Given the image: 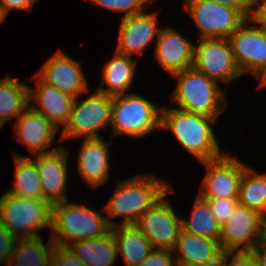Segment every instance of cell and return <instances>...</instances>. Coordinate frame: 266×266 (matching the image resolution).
<instances>
[{"mask_svg": "<svg viewBox=\"0 0 266 266\" xmlns=\"http://www.w3.org/2000/svg\"><path fill=\"white\" fill-rule=\"evenodd\" d=\"M117 188L103 207L112 227L119 225L114 217H123L120 225H135L138 219L150 209L169 189L170 185L161 178L137 174L117 182Z\"/></svg>", "mask_w": 266, "mask_h": 266, "instance_id": "1", "label": "cell"}, {"mask_svg": "<svg viewBox=\"0 0 266 266\" xmlns=\"http://www.w3.org/2000/svg\"><path fill=\"white\" fill-rule=\"evenodd\" d=\"M217 119L162 106L161 129H170L177 141L200 162L223 156L211 128Z\"/></svg>", "mask_w": 266, "mask_h": 266, "instance_id": "2", "label": "cell"}, {"mask_svg": "<svg viewBox=\"0 0 266 266\" xmlns=\"http://www.w3.org/2000/svg\"><path fill=\"white\" fill-rule=\"evenodd\" d=\"M85 205L65 201L52 205L51 238L56 245L67 247L83 239L105 236L112 226L108 218Z\"/></svg>", "mask_w": 266, "mask_h": 266, "instance_id": "3", "label": "cell"}, {"mask_svg": "<svg viewBox=\"0 0 266 266\" xmlns=\"http://www.w3.org/2000/svg\"><path fill=\"white\" fill-rule=\"evenodd\" d=\"M178 84L172 94L177 109L217 119L226 107L225 91L218 82L193 67L174 75Z\"/></svg>", "mask_w": 266, "mask_h": 266, "instance_id": "4", "label": "cell"}, {"mask_svg": "<svg viewBox=\"0 0 266 266\" xmlns=\"http://www.w3.org/2000/svg\"><path fill=\"white\" fill-rule=\"evenodd\" d=\"M52 206L44 199L17 197L4 193L0 198V222L18 239L40 236L51 228Z\"/></svg>", "mask_w": 266, "mask_h": 266, "instance_id": "5", "label": "cell"}, {"mask_svg": "<svg viewBox=\"0 0 266 266\" xmlns=\"http://www.w3.org/2000/svg\"><path fill=\"white\" fill-rule=\"evenodd\" d=\"M162 107L138 94L126 93L113 97L111 124L113 136L144 137L161 129Z\"/></svg>", "mask_w": 266, "mask_h": 266, "instance_id": "6", "label": "cell"}, {"mask_svg": "<svg viewBox=\"0 0 266 266\" xmlns=\"http://www.w3.org/2000/svg\"><path fill=\"white\" fill-rule=\"evenodd\" d=\"M75 98L69 120L60 129L59 141L71 138H100L98 130L111 124L113 97L99 91L79 102Z\"/></svg>", "mask_w": 266, "mask_h": 266, "instance_id": "7", "label": "cell"}, {"mask_svg": "<svg viewBox=\"0 0 266 266\" xmlns=\"http://www.w3.org/2000/svg\"><path fill=\"white\" fill-rule=\"evenodd\" d=\"M223 251H254L266 242V219L239 203L221 226Z\"/></svg>", "mask_w": 266, "mask_h": 266, "instance_id": "8", "label": "cell"}, {"mask_svg": "<svg viewBox=\"0 0 266 266\" xmlns=\"http://www.w3.org/2000/svg\"><path fill=\"white\" fill-rule=\"evenodd\" d=\"M184 1L185 9L198 29L200 40L228 39L246 19L237 9L213 0Z\"/></svg>", "mask_w": 266, "mask_h": 266, "instance_id": "9", "label": "cell"}, {"mask_svg": "<svg viewBox=\"0 0 266 266\" xmlns=\"http://www.w3.org/2000/svg\"><path fill=\"white\" fill-rule=\"evenodd\" d=\"M170 192H174L171 186L135 224L154 249L173 251L182 230V219L176 215L169 200L165 198Z\"/></svg>", "mask_w": 266, "mask_h": 266, "instance_id": "10", "label": "cell"}, {"mask_svg": "<svg viewBox=\"0 0 266 266\" xmlns=\"http://www.w3.org/2000/svg\"><path fill=\"white\" fill-rule=\"evenodd\" d=\"M250 22L245 19L228 40L240 73L252 72L258 78L266 69V29Z\"/></svg>", "mask_w": 266, "mask_h": 266, "instance_id": "11", "label": "cell"}, {"mask_svg": "<svg viewBox=\"0 0 266 266\" xmlns=\"http://www.w3.org/2000/svg\"><path fill=\"white\" fill-rule=\"evenodd\" d=\"M194 48L192 67L216 82L228 83L240 73L230 42L225 38L199 39Z\"/></svg>", "mask_w": 266, "mask_h": 266, "instance_id": "12", "label": "cell"}, {"mask_svg": "<svg viewBox=\"0 0 266 266\" xmlns=\"http://www.w3.org/2000/svg\"><path fill=\"white\" fill-rule=\"evenodd\" d=\"M201 164L206 169L198 192L203 199L238 198L240 181L247 166L243 161L225 153L218 159Z\"/></svg>", "mask_w": 266, "mask_h": 266, "instance_id": "13", "label": "cell"}, {"mask_svg": "<svg viewBox=\"0 0 266 266\" xmlns=\"http://www.w3.org/2000/svg\"><path fill=\"white\" fill-rule=\"evenodd\" d=\"M68 149L58 147L48 153L30 157L38 168L41 179L43 199L51 206L69 201L66 196L68 177Z\"/></svg>", "mask_w": 266, "mask_h": 266, "instance_id": "14", "label": "cell"}, {"mask_svg": "<svg viewBox=\"0 0 266 266\" xmlns=\"http://www.w3.org/2000/svg\"><path fill=\"white\" fill-rule=\"evenodd\" d=\"M36 75L46 84L56 87L74 98H78L84 92H89L87 79L80 63L62 50L57 51L46 60Z\"/></svg>", "mask_w": 266, "mask_h": 266, "instance_id": "15", "label": "cell"}, {"mask_svg": "<svg viewBox=\"0 0 266 266\" xmlns=\"http://www.w3.org/2000/svg\"><path fill=\"white\" fill-rule=\"evenodd\" d=\"M157 12L145 11L122 18L119 27L116 52L132 56L142 53L153 40H157L162 29L157 25Z\"/></svg>", "mask_w": 266, "mask_h": 266, "instance_id": "16", "label": "cell"}, {"mask_svg": "<svg viewBox=\"0 0 266 266\" xmlns=\"http://www.w3.org/2000/svg\"><path fill=\"white\" fill-rule=\"evenodd\" d=\"M14 124V137L32 152L33 156L51 152L59 130L44 115L37 113L28 106Z\"/></svg>", "mask_w": 266, "mask_h": 266, "instance_id": "17", "label": "cell"}, {"mask_svg": "<svg viewBox=\"0 0 266 266\" xmlns=\"http://www.w3.org/2000/svg\"><path fill=\"white\" fill-rule=\"evenodd\" d=\"M155 57L171 75L192 67L195 45L172 28H162L156 41Z\"/></svg>", "mask_w": 266, "mask_h": 266, "instance_id": "18", "label": "cell"}, {"mask_svg": "<svg viewBox=\"0 0 266 266\" xmlns=\"http://www.w3.org/2000/svg\"><path fill=\"white\" fill-rule=\"evenodd\" d=\"M33 77L38 81L36 88L29 87V106L61 129L60 124L64 127L69 120L75 98L46 84L36 74ZM32 99L36 104L31 103Z\"/></svg>", "mask_w": 266, "mask_h": 266, "instance_id": "19", "label": "cell"}, {"mask_svg": "<svg viewBox=\"0 0 266 266\" xmlns=\"http://www.w3.org/2000/svg\"><path fill=\"white\" fill-rule=\"evenodd\" d=\"M100 138L84 139L77 160L78 172L88 186L96 188L110 178L109 144Z\"/></svg>", "mask_w": 266, "mask_h": 266, "instance_id": "20", "label": "cell"}, {"mask_svg": "<svg viewBox=\"0 0 266 266\" xmlns=\"http://www.w3.org/2000/svg\"><path fill=\"white\" fill-rule=\"evenodd\" d=\"M176 263H207L220 260L223 249L218 240L189 234L181 230L173 250Z\"/></svg>", "mask_w": 266, "mask_h": 266, "instance_id": "21", "label": "cell"}, {"mask_svg": "<svg viewBox=\"0 0 266 266\" xmlns=\"http://www.w3.org/2000/svg\"><path fill=\"white\" fill-rule=\"evenodd\" d=\"M137 60L115 51L114 57L109 59L103 67V81L97 91L112 97L125 94L131 88ZM104 84L107 85L106 88L102 87Z\"/></svg>", "mask_w": 266, "mask_h": 266, "instance_id": "22", "label": "cell"}, {"mask_svg": "<svg viewBox=\"0 0 266 266\" xmlns=\"http://www.w3.org/2000/svg\"><path fill=\"white\" fill-rule=\"evenodd\" d=\"M86 266H112L118 257L117 244L112 233L92 239H83L67 246Z\"/></svg>", "mask_w": 266, "mask_h": 266, "instance_id": "23", "label": "cell"}, {"mask_svg": "<svg viewBox=\"0 0 266 266\" xmlns=\"http://www.w3.org/2000/svg\"><path fill=\"white\" fill-rule=\"evenodd\" d=\"M117 252L126 266H136L154 249L150 241L135 225H117L111 228Z\"/></svg>", "mask_w": 266, "mask_h": 266, "instance_id": "24", "label": "cell"}, {"mask_svg": "<svg viewBox=\"0 0 266 266\" xmlns=\"http://www.w3.org/2000/svg\"><path fill=\"white\" fill-rule=\"evenodd\" d=\"M15 162L13 187L6 191L17 197L43 199L41 179L36 163L29 156L13 152Z\"/></svg>", "mask_w": 266, "mask_h": 266, "instance_id": "25", "label": "cell"}, {"mask_svg": "<svg viewBox=\"0 0 266 266\" xmlns=\"http://www.w3.org/2000/svg\"><path fill=\"white\" fill-rule=\"evenodd\" d=\"M29 87L7 75L0 79V124L18 118L29 104Z\"/></svg>", "mask_w": 266, "mask_h": 266, "instance_id": "26", "label": "cell"}, {"mask_svg": "<svg viewBox=\"0 0 266 266\" xmlns=\"http://www.w3.org/2000/svg\"><path fill=\"white\" fill-rule=\"evenodd\" d=\"M55 243L50 237L44 244L41 236L17 240L10 266H51Z\"/></svg>", "mask_w": 266, "mask_h": 266, "instance_id": "27", "label": "cell"}, {"mask_svg": "<svg viewBox=\"0 0 266 266\" xmlns=\"http://www.w3.org/2000/svg\"><path fill=\"white\" fill-rule=\"evenodd\" d=\"M221 226L213 215L209 202L197 193L189 221L182 218V230L219 241Z\"/></svg>", "mask_w": 266, "mask_h": 266, "instance_id": "28", "label": "cell"}, {"mask_svg": "<svg viewBox=\"0 0 266 266\" xmlns=\"http://www.w3.org/2000/svg\"><path fill=\"white\" fill-rule=\"evenodd\" d=\"M238 203L257 211L266 219V173L258 174L249 166L244 168Z\"/></svg>", "mask_w": 266, "mask_h": 266, "instance_id": "29", "label": "cell"}, {"mask_svg": "<svg viewBox=\"0 0 266 266\" xmlns=\"http://www.w3.org/2000/svg\"><path fill=\"white\" fill-rule=\"evenodd\" d=\"M150 1L154 0H91V3L114 12H125L124 18L143 12Z\"/></svg>", "mask_w": 266, "mask_h": 266, "instance_id": "30", "label": "cell"}, {"mask_svg": "<svg viewBox=\"0 0 266 266\" xmlns=\"http://www.w3.org/2000/svg\"><path fill=\"white\" fill-rule=\"evenodd\" d=\"M209 202L213 215L223 225L238 203V198L205 199Z\"/></svg>", "mask_w": 266, "mask_h": 266, "instance_id": "31", "label": "cell"}, {"mask_svg": "<svg viewBox=\"0 0 266 266\" xmlns=\"http://www.w3.org/2000/svg\"><path fill=\"white\" fill-rule=\"evenodd\" d=\"M222 260L223 266H258L254 251H225Z\"/></svg>", "mask_w": 266, "mask_h": 266, "instance_id": "32", "label": "cell"}, {"mask_svg": "<svg viewBox=\"0 0 266 266\" xmlns=\"http://www.w3.org/2000/svg\"><path fill=\"white\" fill-rule=\"evenodd\" d=\"M172 250L153 249V251L136 266H177Z\"/></svg>", "mask_w": 266, "mask_h": 266, "instance_id": "33", "label": "cell"}, {"mask_svg": "<svg viewBox=\"0 0 266 266\" xmlns=\"http://www.w3.org/2000/svg\"><path fill=\"white\" fill-rule=\"evenodd\" d=\"M17 238L0 222V265L9 264Z\"/></svg>", "mask_w": 266, "mask_h": 266, "instance_id": "34", "label": "cell"}, {"mask_svg": "<svg viewBox=\"0 0 266 266\" xmlns=\"http://www.w3.org/2000/svg\"><path fill=\"white\" fill-rule=\"evenodd\" d=\"M51 266H86L75 254L64 246H54Z\"/></svg>", "mask_w": 266, "mask_h": 266, "instance_id": "35", "label": "cell"}, {"mask_svg": "<svg viewBox=\"0 0 266 266\" xmlns=\"http://www.w3.org/2000/svg\"><path fill=\"white\" fill-rule=\"evenodd\" d=\"M213 1L237 9L246 19L250 17L254 7V0H213Z\"/></svg>", "mask_w": 266, "mask_h": 266, "instance_id": "36", "label": "cell"}, {"mask_svg": "<svg viewBox=\"0 0 266 266\" xmlns=\"http://www.w3.org/2000/svg\"><path fill=\"white\" fill-rule=\"evenodd\" d=\"M248 19L251 23H254L253 25L258 24L257 26L266 29V3H254L252 13Z\"/></svg>", "mask_w": 266, "mask_h": 266, "instance_id": "37", "label": "cell"}, {"mask_svg": "<svg viewBox=\"0 0 266 266\" xmlns=\"http://www.w3.org/2000/svg\"><path fill=\"white\" fill-rule=\"evenodd\" d=\"M38 0H0V3L6 9L7 13L11 9L32 10L34 3Z\"/></svg>", "mask_w": 266, "mask_h": 266, "instance_id": "38", "label": "cell"}, {"mask_svg": "<svg viewBox=\"0 0 266 266\" xmlns=\"http://www.w3.org/2000/svg\"><path fill=\"white\" fill-rule=\"evenodd\" d=\"M258 266H266V242L254 250Z\"/></svg>", "mask_w": 266, "mask_h": 266, "instance_id": "39", "label": "cell"}, {"mask_svg": "<svg viewBox=\"0 0 266 266\" xmlns=\"http://www.w3.org/2000/svg\"><path fill=\"white\" fill-rule=\"evenodd\" d=\"M177 266H223L222 258L220 260L207 263H177Z\"/></svg>", "mask_w": 266, "mask_h": 266, "instance_id": "40", "label": "cell"}, {"mask_svg": "<svg viewBox=\"0 0 266 266\" xmlns=\"http://www.w3.org/2000/svg\"><path fill=\"white\" fill-rule=\"evenodd\" d=\"M8 15L6 9L3 7V5L0 3V25L5 20L6 16Z\"/></svg>", "mask_w": 266, "mask_h": 266, "instance_id": "41", "label": "cell"}, {"mask_svg": "<svg viewBox=\"0 0 266 266\" xmlns=\"http://www.w3.org/2000/svg\"><path fill=\"white\" fill-rule=\"evenodd\" d=\"M257 79H260V81H261L258 85L259 88L266 86V69L263 71V73Z\"/></svg>", "mask_w": 266, "mask_h": 266, "instance_id": "42", "label": "cell"}, {"mask_svg": "<svg viewBox=\"0 0 266 266\" xmlns=\"http://www.w3.org/2000/svg\"><path fill=\"white\" fill-rule=\"evenodd\" d=\"M261 1V2H260ZM266 3V0H254V3Z\"/></svg>", "mask_w": 266, "mask_h": 266, "instance_id": "43", "label": "cell"}]
</instances>
